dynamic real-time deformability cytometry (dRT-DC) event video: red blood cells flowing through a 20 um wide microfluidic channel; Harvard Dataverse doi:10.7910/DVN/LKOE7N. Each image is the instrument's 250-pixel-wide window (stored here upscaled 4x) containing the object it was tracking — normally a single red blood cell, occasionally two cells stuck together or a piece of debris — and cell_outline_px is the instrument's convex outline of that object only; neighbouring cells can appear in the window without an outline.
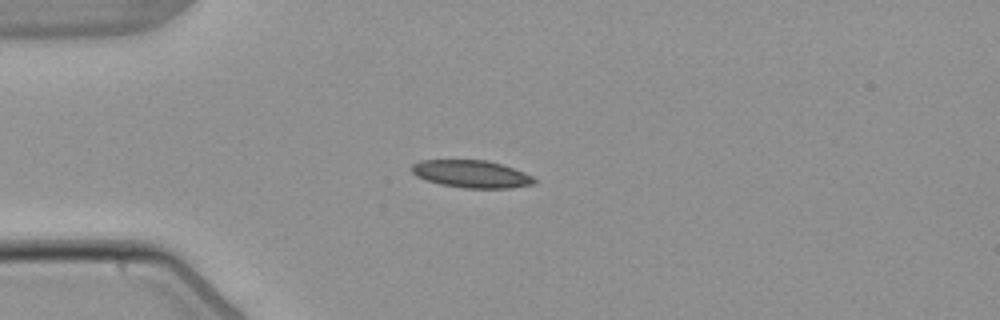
{"species": "common noctule bat (a hibernating species)", "species_latin": "Nyctalus noctula", "temperature_condition": "warm", "stored_images_in_passage": 4, "camera_frame_rate_fps": 3000, "um_per_image_px": 0.085, "animal": {"sex": "male", "body_mass_g": 21.5, "forearm_length_mm": 52.0}, "frame": {"image": 1, "passage_image": 3, "time_ms": 2.333, "image_size_px": [1000, 320], "cell_outline_px": [[536, 184], [512, 188], [464, 188], [440, 184], [416, 176], [412, 172], [412, 164], [420, 160], [488, 160], [524, 172], [532, 176], [536, 180]], "centroid_in_image_um": [40.09, 14.79], "position_along_channel_um": 44.9, "area_um2": 19.59}}
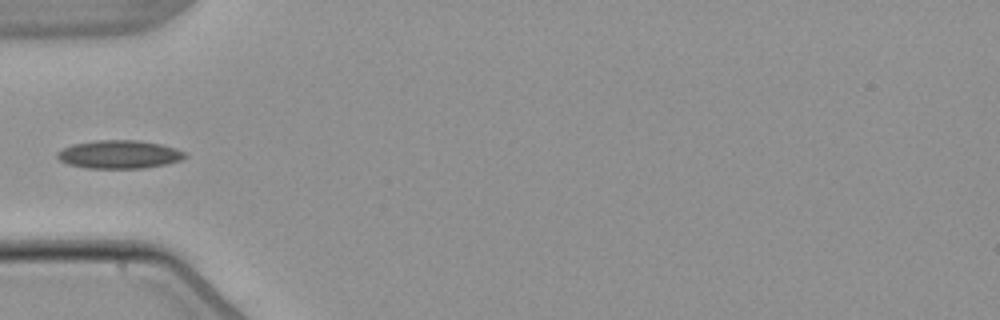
{"frame": {"image": 2, "passage_image": 4, "time_ms": 3.667, "image_size_px": [1000, 320], "cell_outline_px": [[188, 156], [180, 160], [168, 164], [144, 168], [88, 168], [68, 164], [60, 160], [56, 156], [56, 152], [72, 144], [96, 140], [140, 140], [160, 144], [176, 148], [184, 152]], "centroid_in_image_um": [10.15, 13.12], "position_along_channel_um": 74.9, "area_um2": 21.1}}